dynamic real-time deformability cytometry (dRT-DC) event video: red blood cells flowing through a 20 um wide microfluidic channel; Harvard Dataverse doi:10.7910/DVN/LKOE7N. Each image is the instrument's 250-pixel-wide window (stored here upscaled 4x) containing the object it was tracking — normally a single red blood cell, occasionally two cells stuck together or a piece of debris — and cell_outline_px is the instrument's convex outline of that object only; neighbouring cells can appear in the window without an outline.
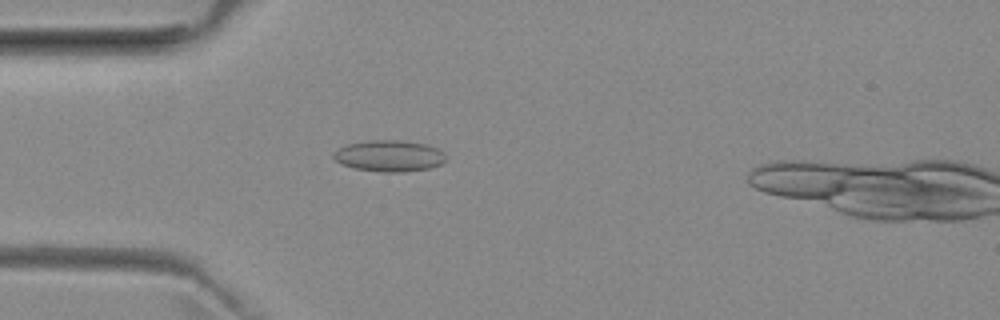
{"species": "common noctule bat (a hibernating species)", "species_latin": "Nyctalus noctula", "temperature_condition": "room temperature", "stored_images_in_passage": 42, "camera_frame_rate_fps": 3000, "um_per_image_px": 0.085, "animal": {"sex": "female", "body_mass_g": 29.2, "forearm_length_mm": 56.3}, "frame": {"image": 1, "passage_image": 8, "time_ms": 2.333, "image_size_px": [1000, 320], "cell_outline_px": [[448, 160], [440, 164], [428, 168], [400, 172], [384, 172], [356, 168], [344, 164], [336, 160], [332, 156], [340, 148], [348, 144], [368, 140], [400, 140], [428, 144], [440, 148], [444, 152]], "centroid_in_image_um": [33.17, 13.23], "position_along_channel_um": 51.8, "area_um2": 20.4}}
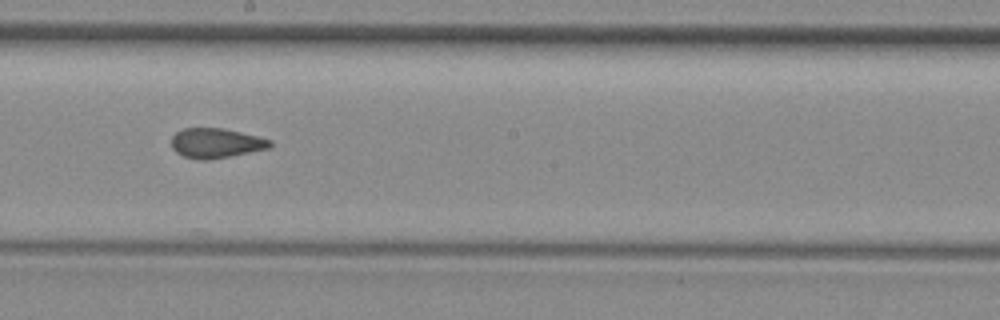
{"frame": {"image": 2, "passage_image": 22, "time_ms": 7.0, "image_size_px": [1000, 320], "cell_outline_px": [[272, 144], [268, 148], [208, 160], [200, 160], [184, 156], [176, 152], [172, 148], [172, 136], [176, 132], [184, 128], [224, 128], [272, 140]], "centroid_in_image_um": [18.32, 12.15], "position_along_channel_um": 229.9, "area_um2": 16.88}}
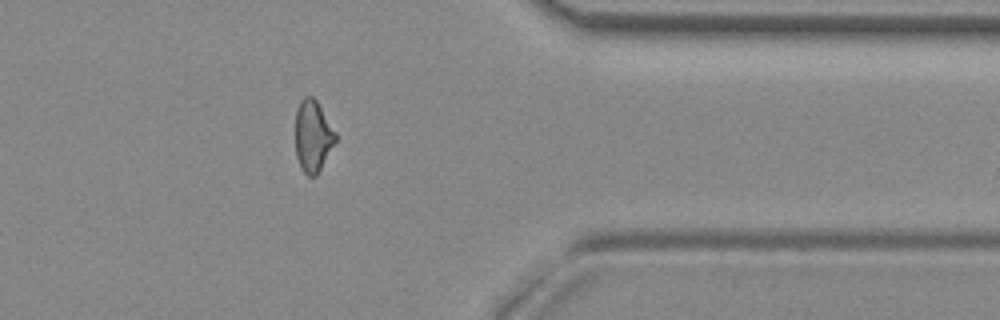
{"frame": {"image": 3, "passage_image": 35, "time_ms": 11.333, "image_size_px": [1000, 320], "cell_outline_px": [[336, 140], [316, 176], [308, 176], [304, 172], [296, 156], [296, 108], [300, 100], [304, 96], [312, 96], [316, 100], [336, 132]], "centroid_in_image_um": [26.58, 11.54], "position_along_channel_um": 384.8, "area_um2": 16.53}, "authors_computed_cell_mechanics": {"area_um2": 17.3978, "velocity_mm_per_s": 3.9669, "shape_relaxation_time_tau1_ms": null, "shape_relaxation_time_tau2_ms": 2.1323, "deformation_change_tau1": null, "deformation_change_tau2": 0.0964}}